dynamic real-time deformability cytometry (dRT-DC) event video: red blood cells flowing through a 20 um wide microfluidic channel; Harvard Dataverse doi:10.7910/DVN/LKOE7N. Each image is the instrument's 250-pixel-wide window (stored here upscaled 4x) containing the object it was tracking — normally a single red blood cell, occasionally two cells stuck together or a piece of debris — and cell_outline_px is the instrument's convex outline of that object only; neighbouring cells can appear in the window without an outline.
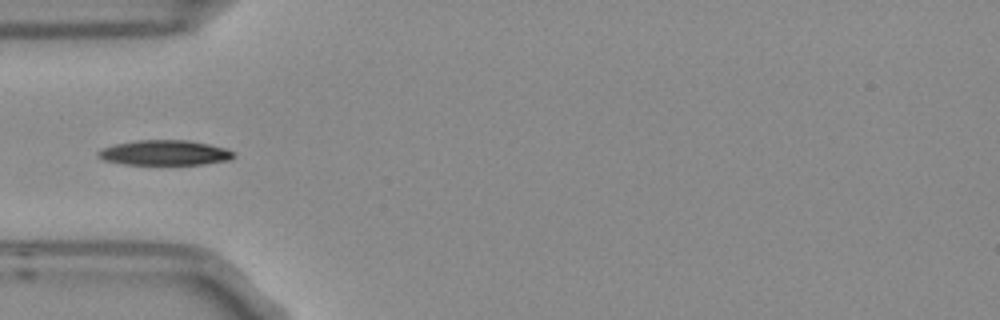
{"species": "Egyptian fruit bat (a non-hibernating species)", "species_latin": "Rousettus aegyptiacus", "temperature_condition": "room temperature", "stored_images_in_passage": 6, "segment_of_instrument_passage": [2, 2], "camera_frame_rate_fps": 3000, "um_per_image_px": 0.085, "frame": {"image": 1, "passage_image": 4, "time_ms": 1.0, "image_size_px": [1000, 320], "cell_outline_px": [[236, 156], [228, 160], [204, 164], [124, 164], [104, 160], [96, 156], [96, 152], [104, 148], [116, 144], [136, 140], [188, 140], [208, 144], [224, 148], [236, 152]], "centroid_in_image_um": [14.01, 12.98], "position_along_channel_um": 71.0, "area_um2": 19.71}}
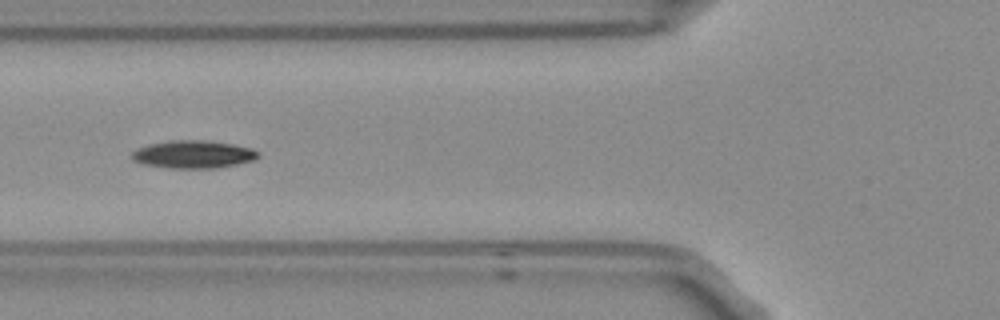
{"frame": {"image": 2, "passage_image": 5, "time_ms": 1.333, "image_size_px": [1000, 320], "cell_outline_px": [[260, 156], [252, 160], [236, 164], [216, 168], [172, 168], [144, 164], [132, 160], [132, 152], [148, 144], [172, 140], [204, 140], [232, 144], [252, 148], [260, 152]], "centroid_in_image_um": [16.45, 13.11], "position_along_channel_um": 109.4, "area_um2": 20.29}}